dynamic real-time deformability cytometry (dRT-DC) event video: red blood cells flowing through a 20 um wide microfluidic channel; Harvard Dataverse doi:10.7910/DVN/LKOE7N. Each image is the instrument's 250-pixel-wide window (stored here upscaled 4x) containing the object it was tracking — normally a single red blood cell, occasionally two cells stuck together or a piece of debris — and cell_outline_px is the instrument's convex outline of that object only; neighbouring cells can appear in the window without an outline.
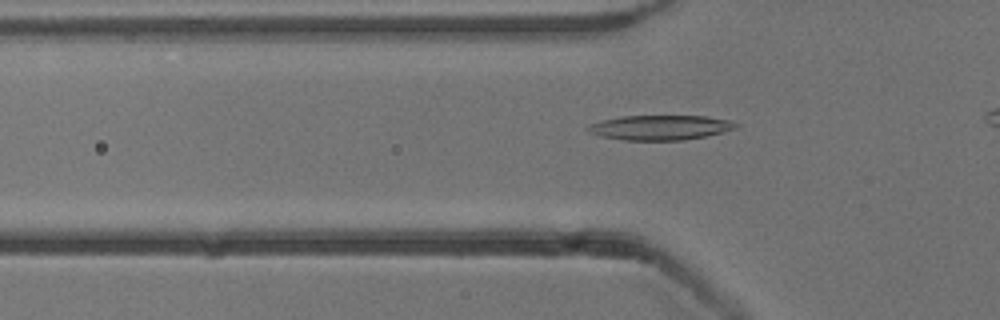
{"species": "common noctule bat (a hibernating species)", "species_latin": "Nyctalus noctula", "temperature_condition": "cold", "stored_images_in_passage": 33, "camera_frame_rate_fps": 3000, "um_per_image_px": 0.085, "animal": {"sex": "male", "body_mass_g": 13.3}, "frame": {"image": 1, "passage_image": 7, "time_ms": 2.0, "image_size_px": [1000, 320], "cell_outline_px": [[736, 128], [704, 136], [684, 140], [624, 140], [600, 136], [588, 132], [584, 128], [588, 124], [620, 116], [704, 116], [728, 120], [736, 124]], "centroid_in_image_um": [56.02, 10.84], "position_along_channel_um": 69.8, "area_um2": 21.15}}
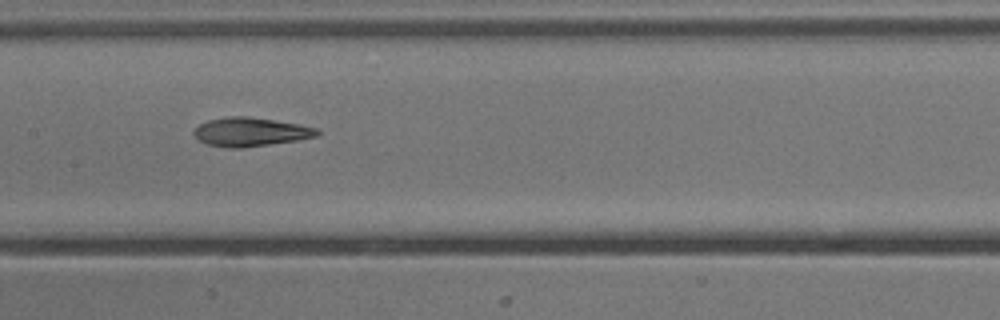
{"frame": {"image": 2, "passage_image": 16, "time_ms": 5.0, "image_size_px": [1000, 320], "cell_outline_px": [[320, 132], [316, 136], [296, 140], [240, 148], [228, 148], [208, 144], [200, 140], [192, 132], [200, 124], [208, 120], [232, 116], [244, 116], [300, 124], [316, 128]], "centroid_in_image_um": [21.28, 11.21], "position_along_channel_um": 186.1, "area_um2": 20.23}}
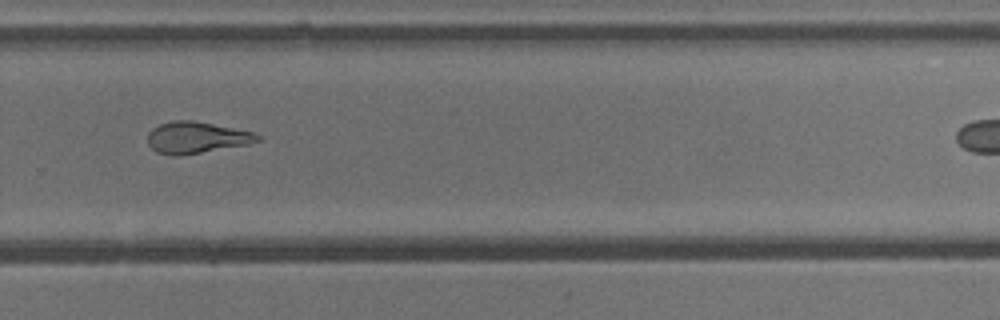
{"frame": {"image": 3, "passage_image": 26, "time_ms": 8.333, "image_size_px": [1000, 320], "cell_outline_px": [[260, 140], [248, 144], [180, 156], [172, 156], [156, 152], [148, 144], [148, 132], [152, 128], [160, 124], [176, 120], [192, 120], [256, 132], [260, 136]], "centroid_in_image_um": [16.69, 11.69], "position_along_channel_um": 313.1, "area_um2": 20.23}}